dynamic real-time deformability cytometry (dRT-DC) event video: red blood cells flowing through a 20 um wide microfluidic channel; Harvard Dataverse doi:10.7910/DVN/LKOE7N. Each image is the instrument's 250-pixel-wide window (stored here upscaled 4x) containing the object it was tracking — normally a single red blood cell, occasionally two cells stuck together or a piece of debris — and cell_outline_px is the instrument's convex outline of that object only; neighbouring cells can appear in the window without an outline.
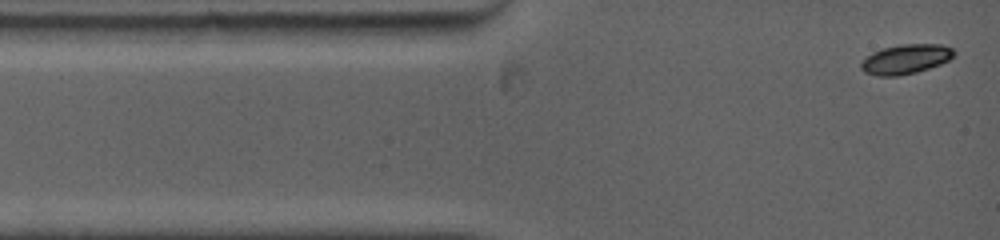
{"species": "common noctule bat (a hibernating species)", "species_latin": "Nyctalus noctula", "temperature_condition": "warm", "stored_images_in_passage": 37, "camera_frame_rate_fps": 5000, "um_per_image_px": 0.085, "animal": {"sex": "female", "body_mass_g": 19.0, "forearm_length_mm": 53.3}, "frame": {"image": 1, "passage_image": 1, "time_ms": 0.0, "image_size_px": [1000, 240], "cell_outline_px": [[956, 52], [948, 60], [940, 64], [916, 72], [896, 76], [876, 76], [864, 72], [860, 68], [860, 64], [872, 52], [884, 48], [900, 44], [940, 44], [952, 48]], "centroid_in_image_um": [76.97, 5.03], "position_along_channel_um": 8.0, "area_um2": 15.9}}
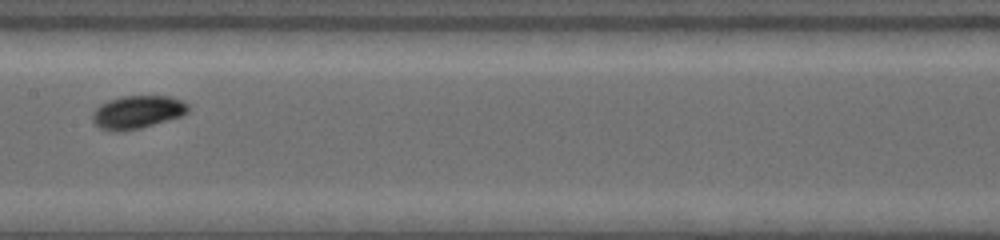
{"frame": {"image": 2, "passage_image": 16, "time_ms": 6.0, "image_size_px": [1000, 240], "cell_outline_px": [[192, 108], [188, 112], [180, 116], [140, 128], [120, 132], [112, 132], [100, 128], [92, 120], [92, 112], [100, 104], [108, 100], [124, 96], [168, 96], [180, 100], [188, 104]], "centroid_in_image_um": [11.66, 9.53], "position_along_channel_um": 195.7, "area_um2": 18.44}}
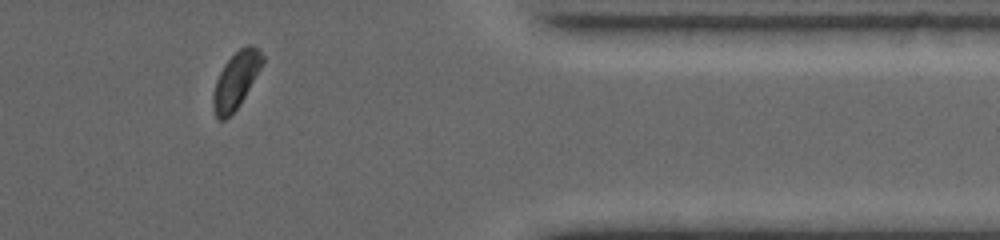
{"frame": {"image": 3, "passage_image": 32, "time_ms": 11.6, "image_size_px": [1000, 240], "cell_outline_px": [[264, 60], [260, 68], [240, 104], [224, 120], [220, 120], [216, 116], [212, 104], [212, 96], [216, 80], [224, 64], [240, 48], [248, 44], [252, 44], [264, 56]], "centroid_in_image_um": [20.04, 6.81], "position_along_channel_um": 391.4, "area_um2": 15.84}, "authors_computed_cell_mechanics": {"area_um2": 17.051, "velocity_mm_per_s": 3.885, "shape_relaxation_time_tau1_ms": 0.8934, "shape_relaxation_time_tau2_ms": null, "deformation_change_tau1": 0.0959, "deformation_change_tau2": null}}